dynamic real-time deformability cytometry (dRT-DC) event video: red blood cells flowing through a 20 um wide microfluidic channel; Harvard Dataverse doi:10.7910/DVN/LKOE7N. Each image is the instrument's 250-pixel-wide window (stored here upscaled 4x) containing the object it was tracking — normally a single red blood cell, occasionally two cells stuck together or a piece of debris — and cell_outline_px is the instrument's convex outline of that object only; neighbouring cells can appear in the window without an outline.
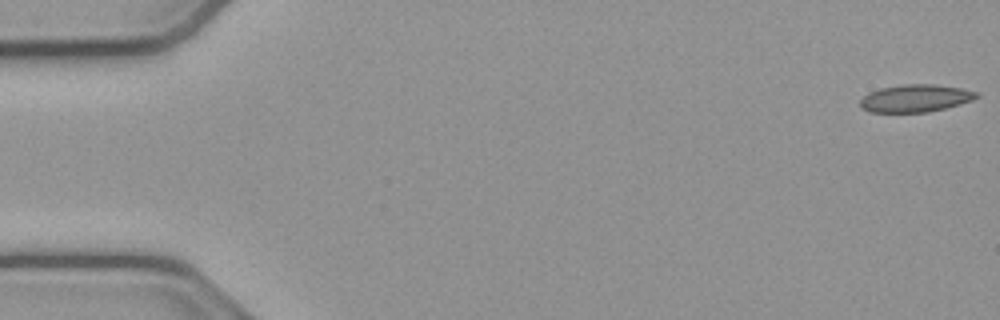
{"species": "common noctule bat (a hibernating species)", "species_latin": "Nyctalus noctula", "temperature_condition": "cold", "stored_images_in_passage": 17, "camera_frame_rate_fps": 3000, "um_per_image_px": 0.085, "animal": {"sex": "male", "body_mass_g": 23.1, "forearm_length_mm": 52.7}, "frame": {"image": 1, "passage_image": 1, "time_ms": 0.0, "image_size_px": [1000, 320], "cell_outline_px": [[980, 96], [972, 100], [960, 104], [928, 112], [868, 112], [860, 104], [860, 100], [868, 92], [880, 88], [904, 84], [932, 84], [960, 88], [976, 92]], "centroid_in_image_um": [77.79, 8.35], "position_along_channel_um": 7.2, "area_um2": 18.5}}
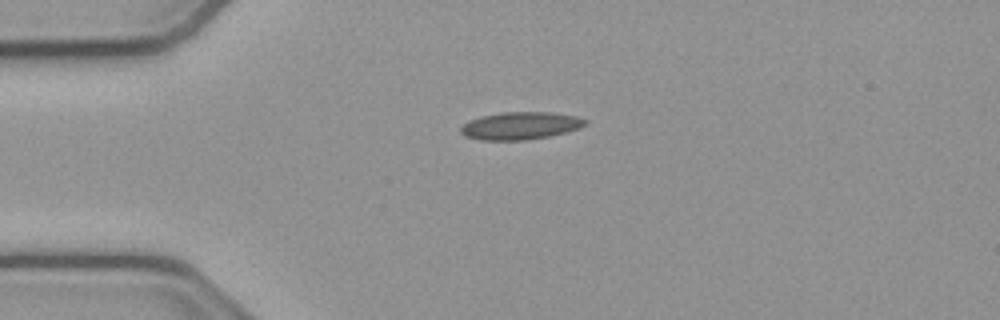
{"frame": {"image": 2, "passage_image": 13, "time_ms": 4.0, "image_size_px": [1000, 320], "cell_outline_px": [[588, 124], [580, 128], [548, 136], [524, 140], [480, 140], [464, 136], [460, 132], [460, 128], [468, 120], [500, 112], [552, 112], [576, 116], [588, 120]], "centroid_in_image_um": [44.24, 10.68], "position_along_channel_um": 40.8, "area_um2": 20.0}}